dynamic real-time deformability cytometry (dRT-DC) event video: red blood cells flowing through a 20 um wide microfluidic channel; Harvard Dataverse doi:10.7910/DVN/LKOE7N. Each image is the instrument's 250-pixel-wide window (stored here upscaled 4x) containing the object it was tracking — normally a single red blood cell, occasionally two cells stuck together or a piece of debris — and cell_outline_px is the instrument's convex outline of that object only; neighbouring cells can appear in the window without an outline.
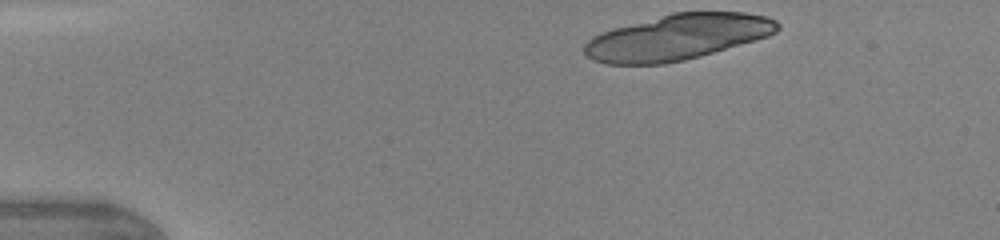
{"species": "human", "species_latin": "Homo sapiens", "temperature_condition": "warm", "stored_images_in_passage": 15, "camera_frame_rate_fps": 3000, "um_per_image_px": 0.085, "donor": {"sex": "female"}, "frame": {"image": 1, "passage_image": 1, "time_ms": 0.0, "image_size_px": [1000, 240], "cell_outline_px": [[780, 28], [776, 32], [768, 36], [684, 60], [664, 64], [608, 64], [592, 60], [584, 52], [584, 44], [592, 36], [616, 28], [672, 12], [744, 12], [764, 16], [776, 20], [780, 24]], "centroid_in_image_um": [57.58, 3.16], "position_along_channel_um": 27.4, "area_um2": 50.81}}